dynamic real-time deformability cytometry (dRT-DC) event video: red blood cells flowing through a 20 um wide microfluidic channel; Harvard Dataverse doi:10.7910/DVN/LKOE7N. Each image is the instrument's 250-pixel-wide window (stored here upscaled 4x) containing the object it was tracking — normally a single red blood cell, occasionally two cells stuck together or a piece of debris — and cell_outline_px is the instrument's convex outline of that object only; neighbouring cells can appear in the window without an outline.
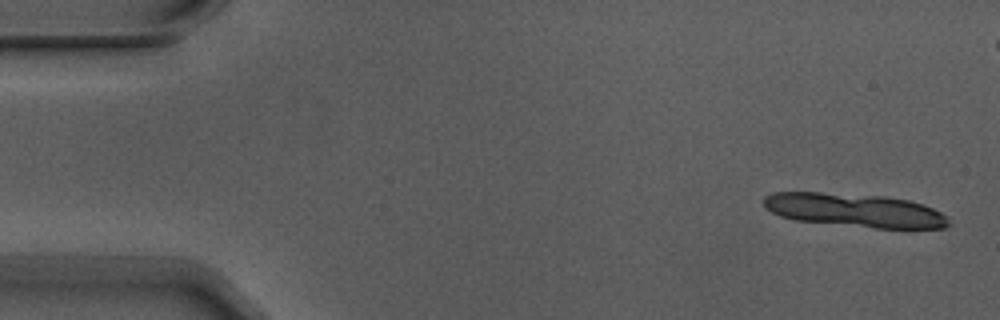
{"species": "Egyptian fruit bat (a non-hibernating species)", "species_latin": "Rousettus aegyptiacus", "temperature_condition": "warm", "stored_images_in_passage": 5, "camera_frame_rate_fps": 3000, "um_per_image_px": 0.085, "animal": {"sex": "male"}, "frame": {"image": 1, "passage_image": 1, "time_ms": 0.0, "image_size_px": [1000, 320], "cell_outline_px": [[952, 224], [944, 228], [876, 228], [796, 220], [780, 216], [764, 208], [764, 196], [772, 192], [820, 192], [884, 196], [908, 200], [924, 204], [948, 216]], "centroid_in_image_um": [72.67, 17.87], "position_along_channel_um": 12.3, "area_um2": 36.3}}